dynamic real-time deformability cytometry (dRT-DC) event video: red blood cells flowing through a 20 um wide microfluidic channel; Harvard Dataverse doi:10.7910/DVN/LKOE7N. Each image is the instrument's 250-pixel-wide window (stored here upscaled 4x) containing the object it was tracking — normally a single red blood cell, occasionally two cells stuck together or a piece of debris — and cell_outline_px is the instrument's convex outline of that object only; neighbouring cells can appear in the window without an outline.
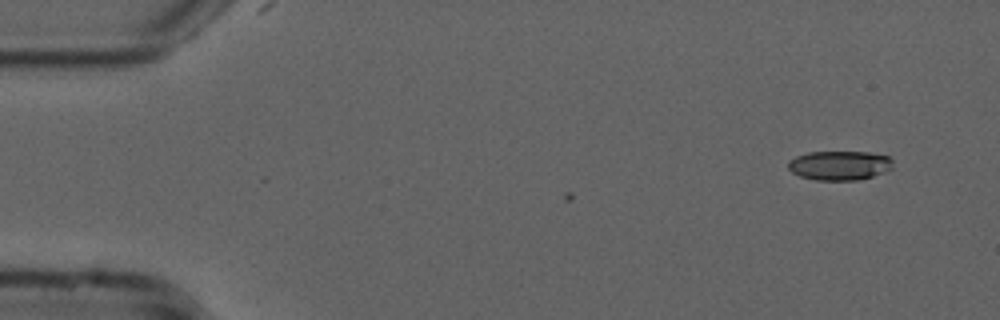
{"species": "common noctule bat (a hibernating species)", "species_latin": "Nyctalus noctula", "temperature_condition": "cold", "stored_images_in_passage": 7, "camera_frame_rate_fps": 3000, "um_per_image_px": 0.085, "animal": {"sex": "male", "forearm_length_mm": 52.5}, "frame": {"image": 1, "passage_image": 7, "time_ms": 2.0, "image_size_px": [1000, 320], "cell_outline_px": [[892, 168], [884, 172], [872, 176], [856, 180], [816, 180], [800, 176], [792, 172], [788, 168], [788, 160], [796, 156], [808, 152], [872, 152], [888, 156], [892, 160]], "centroid_in_image_um": [71.35, 14.05], "position_along_channel_um": 13.7, "area_um2": 17.92}}